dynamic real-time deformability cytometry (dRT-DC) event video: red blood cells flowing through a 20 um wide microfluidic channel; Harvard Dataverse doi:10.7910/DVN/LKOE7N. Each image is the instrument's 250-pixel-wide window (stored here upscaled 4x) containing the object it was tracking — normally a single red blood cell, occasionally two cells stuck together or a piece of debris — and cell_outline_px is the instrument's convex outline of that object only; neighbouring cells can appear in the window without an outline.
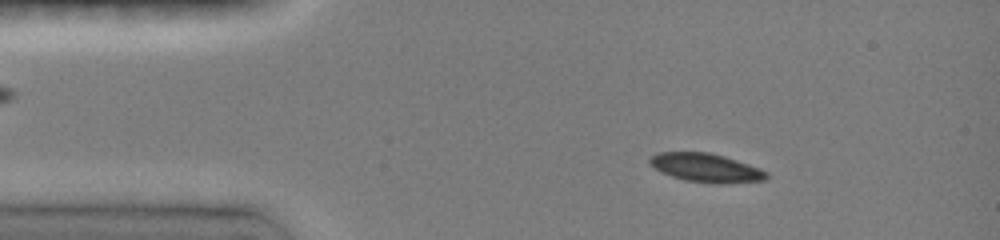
{"species": "common noctule bat (a hibernating species)", "species_latin": "Nyctalus noctula", "temperature_condition": "room temperature", "stored_images_in_passage": 20, "camera_frame_rate_fps": 3000, "um_per_image_px": 0.085, "animal": {"sex": "female", "body_mass_g": 19.0, "forearm_length_mm": 51.5}, "frame": {"image": 1, "passage_image": 7, "time_ms": 1.667, "image_size_px": [1000, 240], "cell_outline_px": [[768, 176], [764, 180], [684, 180], [672, 176], [656, 168], [648, 160], [656, 152], [708, 152], [724, 156], [760, 168], [768, 172]], "centroid_in_image_um": [59.95, 14.18], "position_along_channel_um": 25.1, "area_um2": 18.09}}
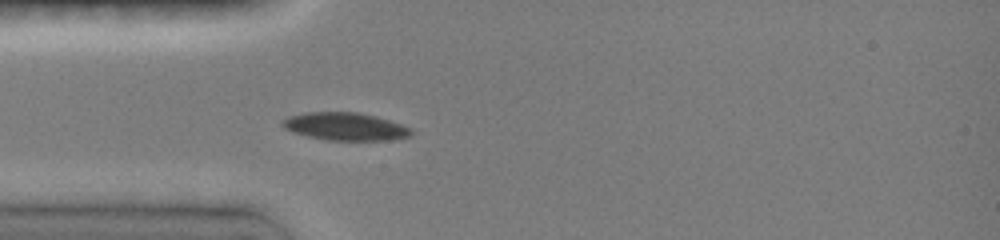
{"frame": {"image": 2, "passage_image": 14, "time_ms": 3.667, "image_size_px": [1000, 240], "cell_outline_px": [[412, 136], [388, 140], [328, 140], [308, 136], [292, 132], [284, 128], [280, 124], [280, 120], [288, 116], [304, 112], [356, 112], [376, 116], [412, 128]], "centroid_in_image_um": [29.3, 10.75], "position_along_channel_um": 55.7, "area_um2": 20.92}}